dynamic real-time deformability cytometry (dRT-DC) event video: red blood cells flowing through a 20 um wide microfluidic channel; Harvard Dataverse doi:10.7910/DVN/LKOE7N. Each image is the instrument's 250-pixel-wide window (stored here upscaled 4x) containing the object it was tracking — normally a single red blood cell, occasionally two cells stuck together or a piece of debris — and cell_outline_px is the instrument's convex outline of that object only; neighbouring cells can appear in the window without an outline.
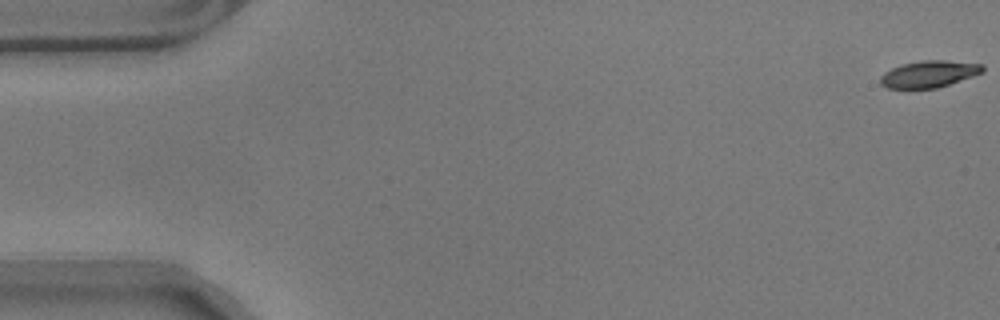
{"species": "common noctule bat (a hibernating species)", "species_latin": "Nyctalus noctula", "temperature_condition": "warm", "stored_images_in_passage": 12, "camera_frame_rate_fps": 3000, "um_per_image_px": 0.085, "animal": {"sex": "male", "body_mass_g": 17.9}, "frame": {"image": 1, "passage_image": 1, "time_ms": 0.0, "image_size_px": [1000, 320], "cell_outline_px": [[984, 72], [936, 88], [888, 88], [880, 84], [880, 76], [884, 72], [900, 64], [920, 60], [944, 60], [984, 64]], "centroid_in_image_um": [78.95, 6.28], "position_along_channel_um": 6.1, "area_um2": 15.95}}